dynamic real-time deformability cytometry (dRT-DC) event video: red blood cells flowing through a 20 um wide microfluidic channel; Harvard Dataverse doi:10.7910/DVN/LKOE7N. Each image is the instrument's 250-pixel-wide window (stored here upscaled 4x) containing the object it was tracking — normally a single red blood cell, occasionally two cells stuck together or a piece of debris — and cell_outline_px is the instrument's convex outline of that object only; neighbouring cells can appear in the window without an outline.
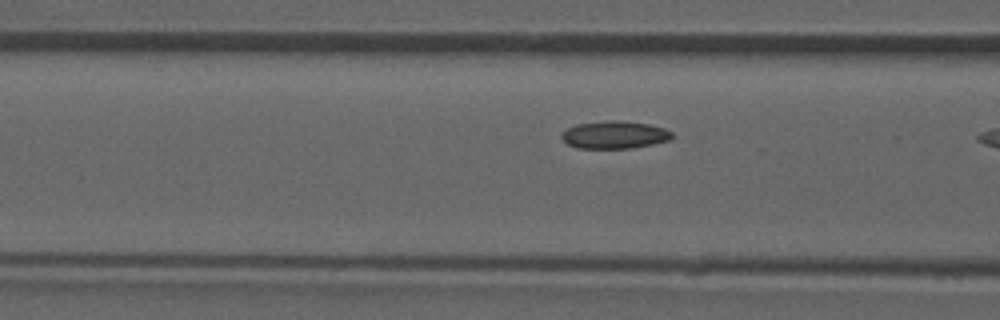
{"species": "common noctule bat (a hibernating species)", "species_latin": "Nyctalus noctula", "temperature_condition": "room temperature", "stored_images_in_passage": 9, "camera_frame_rate_fps": 3000, "um_per_image_px": 0.085, "animal": {"sex": "male", "forearm_length_mm": 52.5}, "frame": {"image": 1, "passage_image": 8, "time_ms": 2.333, "image_size_px": [1000, 320], "cell_outline_px": [[676, 136], [668, 140], [652, 144], [632, 148], [580, 148], [568, 144], [560, 136], [568, 128], [576, 124], [604, 120], [620, 120], [648, 124], [664, 128], [672, 132]], "centroid_in_image_um": [52.26, 11.45], "position_along_channel_um": 114.3, "area_um2": 17.74}}